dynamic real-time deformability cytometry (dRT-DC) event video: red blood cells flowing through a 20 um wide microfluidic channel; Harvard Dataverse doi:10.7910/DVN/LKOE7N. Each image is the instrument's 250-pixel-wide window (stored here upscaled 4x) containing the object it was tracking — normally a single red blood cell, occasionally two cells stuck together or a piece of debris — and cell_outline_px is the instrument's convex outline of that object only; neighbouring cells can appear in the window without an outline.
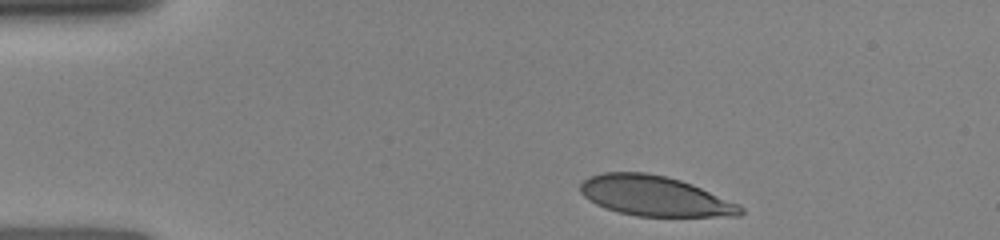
{"species": "human", "species_latin": "Homo sapiens", "temperature_condition": "room temperature", "stored_images_in_passage": 3, "camera_frame_rate_fps": 3000, "um_per_image_px": 0.085, "donor": {"sex": "female"}, "frame": {"image": 1, "passage_image": 1, "time_ms": 0.0, "image_size_px": [1000, 240], "cell_outline_px": [[744, 212], [740, 216], [636, 216], [604, 208], [588, 200], [580, 192], [580, 184], [584, 180], [592, 176], [604, 172], [644, 172], [664, 176], [680, 180], [692, 184], [740, 204], [744, 208]], "centroid_in_image_um": [55.67, 16.67], "position_along_channel_um": 29.3, "area_um2": 37.34}}